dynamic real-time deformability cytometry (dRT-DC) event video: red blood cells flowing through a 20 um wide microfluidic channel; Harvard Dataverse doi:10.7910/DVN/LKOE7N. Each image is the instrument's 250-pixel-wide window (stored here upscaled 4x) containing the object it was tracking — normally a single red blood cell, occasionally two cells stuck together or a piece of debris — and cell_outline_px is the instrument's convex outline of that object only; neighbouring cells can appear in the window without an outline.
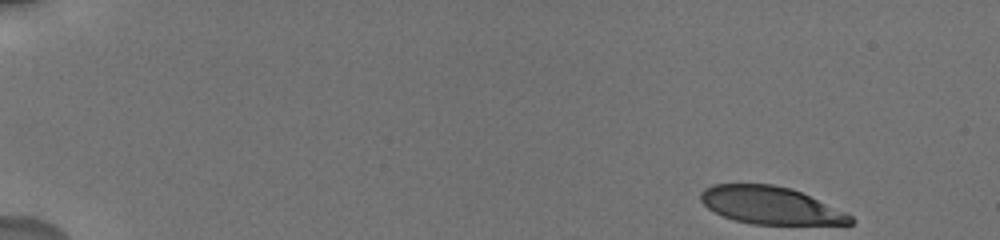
{"species": "human", "species_latin": "Homo sapiens", "temperature_condition": "cold", "stored_images_in_passage": 27, "camera_frame_rate_fps": 3000, "um_per_image_px": 0.085, "donor": {"sex": "male"}, "frame": {"image": 1, "passage_image": 1, "time_ms": 0.0, "image_size_px": [1000, 240], "cell_outline_px": [[856, 220], [852, 224], [752, 224], [736, 220], [724, 216], [708, 208], [700, 200], [700, 192], [704, 188], [712, 184], [772, 184], [792, 188], [848, 212]], "centroid_in_image_um": [65.53, 17.45], "position_along_channel_um": 19.5, "area_um2": 32.83}}
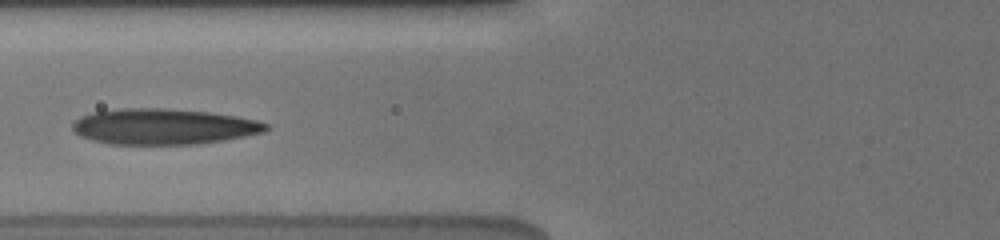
{"frame": {"image": 2, "passage_image": 11, "time_ms": 6.333, "image_size_px": [1000, 240], "cell_outline_px": [[268, 128], [264, 132], [224, 140], [196, 144], [108, 144], [92, 140], [80, 136], [72, 128], [72, 124], [80, 116], [92, 112], [120, 108], [164, 108], [208, 112], [236, 116], [256, 120], [268, 124]], "centroid_in_image_um": [13.87, 10.75], "position_along_channel_um": 111.9, "area_um2": 40.29}}
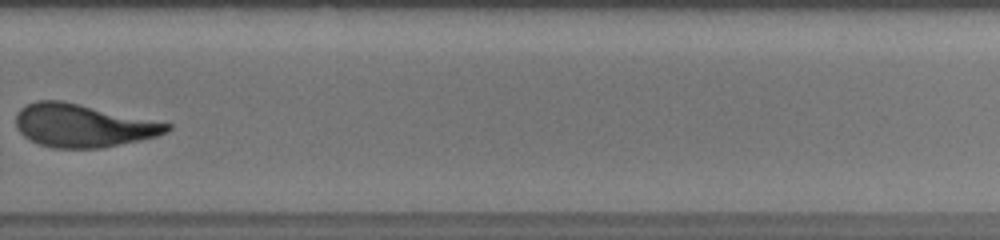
{"frame": {"image": 3, "passage_image": 20, "time_ms": 12.0, "image_size_px": [1000, 240], "cell_outline_px": [[172, 128], [168, 132], [156, 136], [140, 140], [100, 148], [52, 148], [40, 144], [24, 136], [16, 128], [16, 112], [20, 108], [36, 100], [64, 100], [172, 124]], "centroid_in_image_um": [7.03, 10.66], "position_along_channel_um": 322.8, "area_um2": 37.92}, "authors_computed_cell_mechanics": {"area_um2": 37.859, "velocity_mm_per_s": 3.725, "shape_relaxation_time_tau1_ms": 6.6095, "shape_relaxation_time_tau2_ms": 1.9999, "deformation_change_tau1": 0.2173, "deformation_change_tau2": 0.1065}}